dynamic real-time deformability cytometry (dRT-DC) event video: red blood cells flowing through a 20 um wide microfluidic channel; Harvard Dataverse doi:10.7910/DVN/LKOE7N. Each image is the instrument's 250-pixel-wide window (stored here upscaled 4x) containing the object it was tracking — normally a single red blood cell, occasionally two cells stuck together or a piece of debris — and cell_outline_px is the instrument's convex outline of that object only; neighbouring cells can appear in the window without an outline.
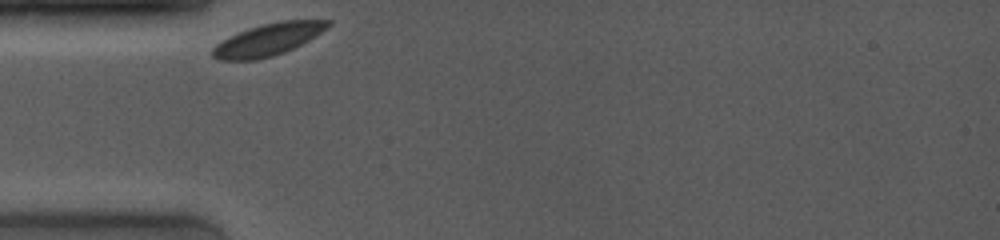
{"species": "common noctule bat (a hibernating species)", "species_latin": "Nyctalus noctula", "temperature_condition": "room temperature", "stored_images_in_passage": 8, "camera_frame_rate_fps": 4000, "um_per_image_px": 0.085, "animal": {"sex": "female", "body_mass_g": 19.0, "forearm_length_mm": 53.3}, "frame": {"image": 1, "passage_image": 1, "time_ms": 0.0, "image_size_px": [1000, 240], "cell_outline_px": [[332, 24], [308, 40], [284, 52], [272, 56], [256, 60], [220, 60], [212, 56], [212, 48], [216, 44], [248, 28], [280, 20], [332, 20]], "centroid_in_image_um": [22.79, 3.36], "position_along_channel_um": 62.2, "area_um2": 21.15}}
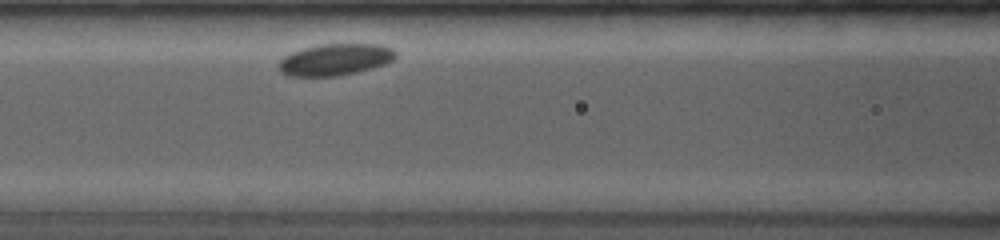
{"frame": {"image": 2, "passage_image": 6, "time_ms": 2.25, "image_size_px": [1000, 240], "cell_outline_px": [[396, 56], [392, 60], [384, 64], [372, 68], [356, 72], [336, 76], [288, 76], [280, 72], [276, 64], [284, 56], [292, 52], [304, 48], [320, 44], [380, 44], [392, 48], [396, 52]], "centroid_in_image_um": [28.46, 5.06], "position_along_channel_um": 138.1, "area_um2": 21.62}}